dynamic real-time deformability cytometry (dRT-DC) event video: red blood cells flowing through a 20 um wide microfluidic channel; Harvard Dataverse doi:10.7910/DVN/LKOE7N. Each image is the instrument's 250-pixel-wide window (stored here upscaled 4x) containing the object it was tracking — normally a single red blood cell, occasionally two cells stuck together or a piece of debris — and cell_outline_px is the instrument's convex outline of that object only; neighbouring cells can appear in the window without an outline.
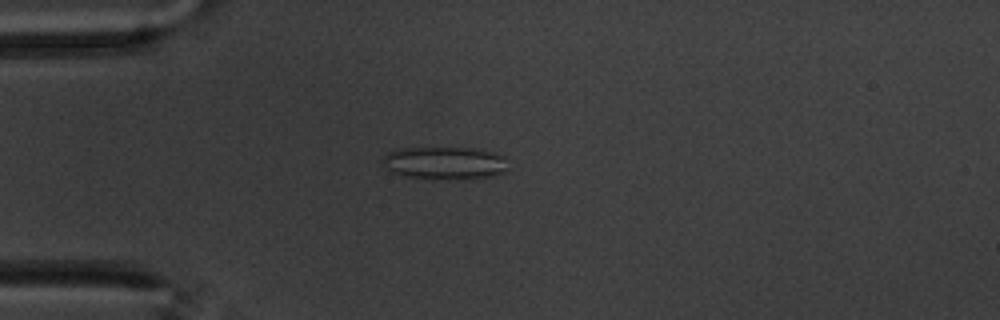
{"species": "common noctule bat (a hibernating species)", "species_latin": "Nyctalus noctula", "temperature_condition": "warm", "stored_images_in_passage": 58, "camera_frame_rate_fps": 3000, "um_per_image_px": 0.085, "animal": {"sex": "male", "body_mass_g": 20.1, "forearm_length_mm": 53.5}, "frame": {"image": 1, "passage_image": 15, "time_ms": 4.667, "image_size_px": [1000, 320], "cell_outline_px": [[504, 172], [492, 176], [456, 180], [432, 180], [404, 176], [388, 172], [380, 160], [388, 152], [400, 148], [472, 148], [492, 152], [504, 156]], "centroid_in_image_um": [37.7, 13.88], "position_along_channel_um": 47.3, "area_um2": 24.28}}
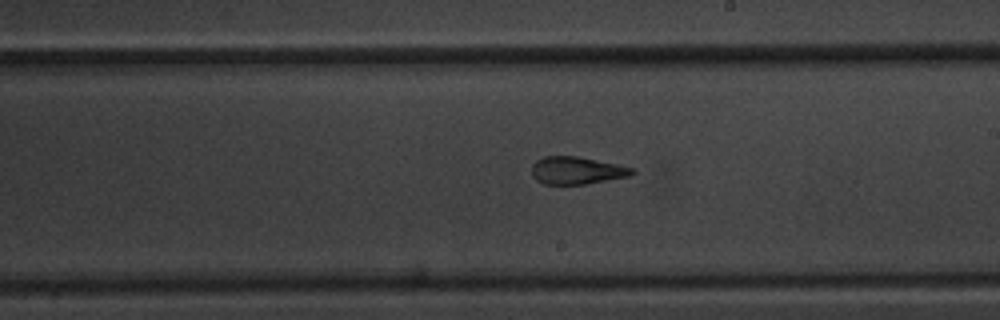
{"frame": {"image": 2, "passage_image": 33, "time_ms": 10.667, "image_size_px": [1000, 320], "cell_outline_px": [[636, 172], [628, 176], [584, 184], [544, 184], [536, 180], [532, 176], [532, 164], [536, 160], [544, 156], [576, 156], [616, 164], [632, 168]], "centroid_in_image_um": [48.97, 14.49], "position_along_channel_um": 240.0, "area_um2": 15.9}}
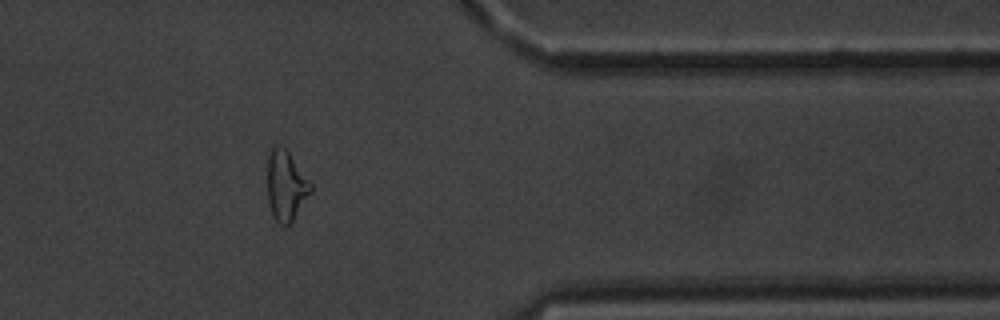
{"frame": {"image": 3, "passage_image": 47, "time_ms": 15.333, "image_size_px": [1000, 320], "cell_outline_px": [[312, 192], [292, 224], [280, 224], [272, 216], [268, 204], [268, 152], [276, 144], [284, 148], [288, 152], [312, 184]], "centroid_in_image_um": [24.31, 15.83], "position_along_channel_um": 387.1, "area_um2": 17.8}, "authors_computed_cell_mechanics": {"area_um2": 18.5538, "velocity_mm_per_s": 3.4793, "shape_relaxation_time_tau1_ms": null, "shape_relaxation_time_tau2_ms": 1.7796, "deformation_change_tau1": null, "deformation_change_tau2": 0.1197}}